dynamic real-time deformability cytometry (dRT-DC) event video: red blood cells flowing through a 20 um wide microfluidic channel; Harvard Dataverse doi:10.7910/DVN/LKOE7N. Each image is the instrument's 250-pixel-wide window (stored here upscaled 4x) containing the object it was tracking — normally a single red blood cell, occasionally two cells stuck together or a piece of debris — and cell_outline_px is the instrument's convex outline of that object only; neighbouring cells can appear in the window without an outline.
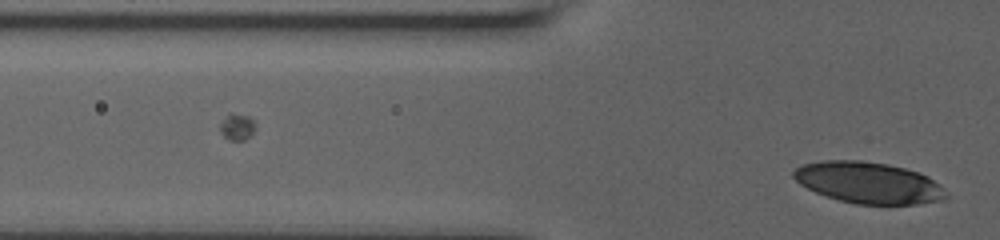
{"species": "human", "species_latin": "Homo sapiens", "temperature_condition": "room temperature", "stored_images_in_passage": 10, "camera_frame_rate_fps": 3000, "um_per_image_px": 0.085, "donor": {"sex": "male"}, "frame": {"image": 1, "passage_image": 10, "time_ms": 3.0, "image_size_px": [1000, 240], "cell_outline_px": [[948, 196], [940, 200], [916, 204], [856, 204], [840, 200], [816, 192], [800, 184], [792, 176], [792, 172], [796, 168], [804, 164], [824, 160], [860, 160], [888, 164], [920, 172], [928, 176], [940, 184]], "centroid_in_image_um": [73.83, 15.52], "position_along_channel_um": 52.0, "area_um2": 36.59}}